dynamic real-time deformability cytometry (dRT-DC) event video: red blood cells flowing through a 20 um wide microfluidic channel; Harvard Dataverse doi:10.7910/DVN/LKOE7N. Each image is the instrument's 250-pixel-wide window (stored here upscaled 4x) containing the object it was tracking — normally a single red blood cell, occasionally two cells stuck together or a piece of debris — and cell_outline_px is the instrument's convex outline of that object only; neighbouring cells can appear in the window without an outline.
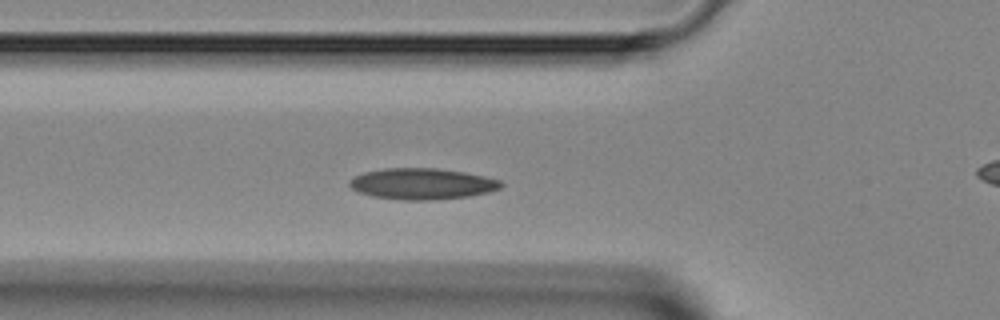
{"species": "Egyptian fruit bat (a non-hibernating species)", "species_latin": "Rousettus aegyptiacus", "temperature_condition": "room temperature", "stored_images_in_passage": 25, "camera_frame_rate_fps": 3000, "um_per_image_px": 0.085, "animal": {"sex": "female"}, "frame": {"image": 1, "passage_image": 2, "time_ms": 0.333, "image_size_px": [1000, 320], "cell_outline_px": [[504, 184], [500, 188], [488, 192], [468, 196], [428, 200], [400, 200], [372, 196], [360, 192], [352, 188], [348, 184], [348, 180], [364, 172], [384, 168], [436, 168], [464, 172], [484, 176], [500, 180]], "centroid_in_image_um": [35.86, 15.62], "position_along_channel_um": 89.9, "area_um2": 27.4}}
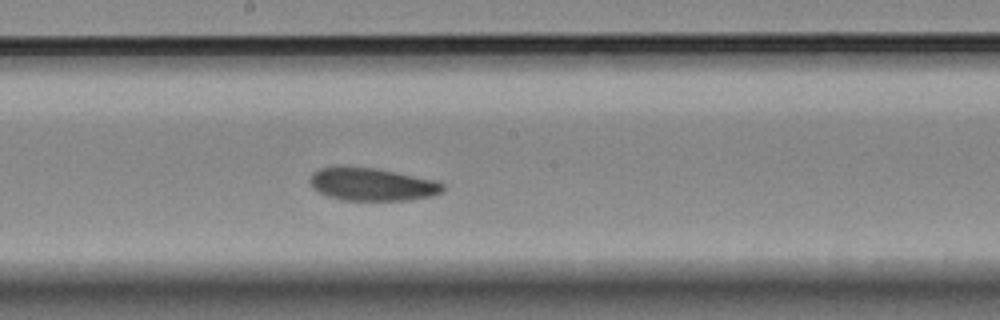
{"frame": {"image": 2, "passage_image": 11, "time_ms": 3.333, "image_size_px": [1000, 320], "cell_outline_px": [[444, 188], [440, 192], [432, 196], [408, 200], [340, 200], [328, 196], [312, 188], [308, 180], [312, 172], [320, 168], [376, 168], [436, 180], [444, 184]], "centroid_in_image_um": [31.63, 15.68], "position_along_channel_um": 216.6, "area_um2": 25.14}}
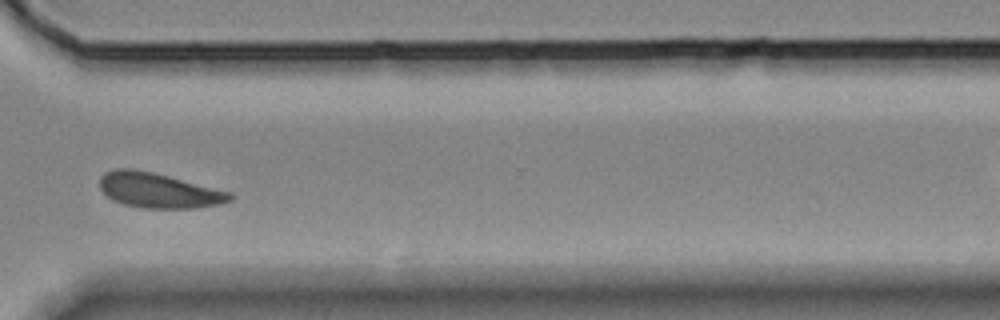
{"frame": {"image": 3, "passage_image": 21, "time_ms": 6.667, "image_size_px": [1000, 320], "cell_outline_px": [[236, 196], [232, 200], [220, 204], [196, 208], [140, 208], [124, 204], [112, 200], [100, 188], [100, 176], [104, 172], [116, 168], [132, 168], [152, 172], [232, 192]], "centroid_in_image_um": [13.5, 16.19], "position_along_channel_um": 357.1, "area_um2": 26.7}}